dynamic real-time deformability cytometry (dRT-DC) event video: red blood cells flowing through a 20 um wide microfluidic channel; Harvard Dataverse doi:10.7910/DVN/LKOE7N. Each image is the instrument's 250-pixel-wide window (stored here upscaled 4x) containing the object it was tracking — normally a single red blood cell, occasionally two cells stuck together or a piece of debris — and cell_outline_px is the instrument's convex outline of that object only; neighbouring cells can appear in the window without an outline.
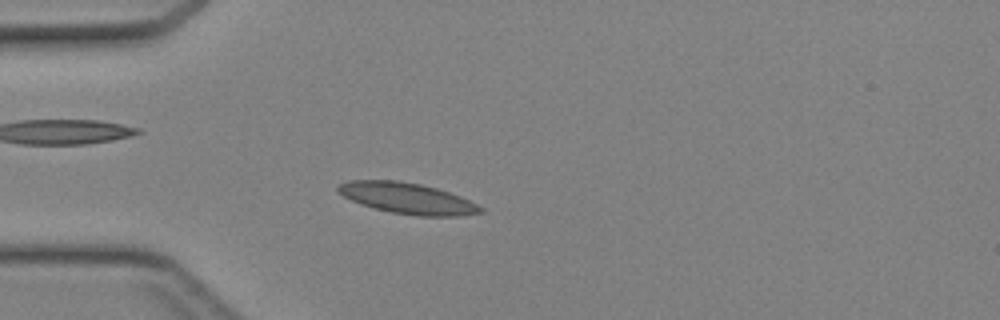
{"species": "Egyptian fruit bat (a non-hibernating species)", "species_latin": "Rousettus aegyptiacus", "temperature_condition": "cold", "stored_images_in_passage": 43, "camera_frame_rate_fps": 3000, "um_per_image_px": 0.085, "animal": {"sex": "female"}, "frame": {"image": 1, "passage_image": 11, "time_ms": 3.333, "image_size_px": [1000, 320], "cell_outline_px": [[484, 212], [460, 216], [420, 216], [392, 212], [376, 208], [352, 200], [336, 192], [336, 188], [340, 184], [348, 180], [396, 180], [420, 184], [436, 188], [460, 196], [484, 208]], "centroid_in_image_um": [34.63, 16.85], "position_along_channel_um": 50.4, "area_um2": 25.43}}
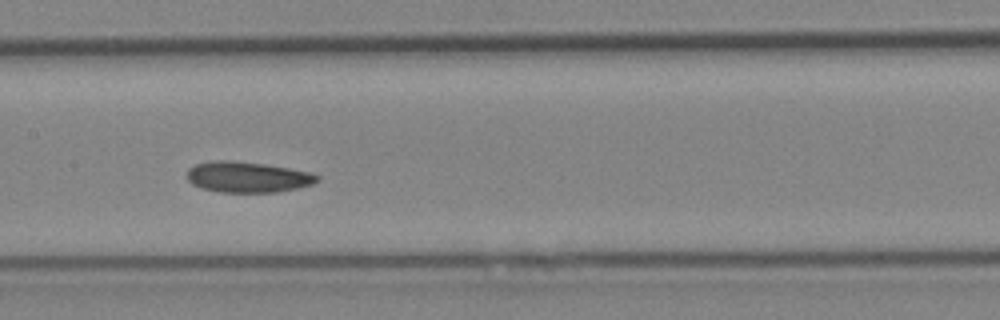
{"frame": {"image": 2, "passage_image": 21, "time_ms": 6.667, "image_size_px": [1000, 320], "cell_outline_px": [[320, 180], [312, 184], [296, 188], [276, 192], [220, 192], [200, 188], [192, 184], [184, 176], [188, 168], [196, 164], [212, 160], [232, 160], [264, 164], [288, 168], [308, 172], [320, 176]], "centroid_in_image_um": [20.98, 15.04], "position_along_channel_um": 186.4, "area_um2": 23.47}}
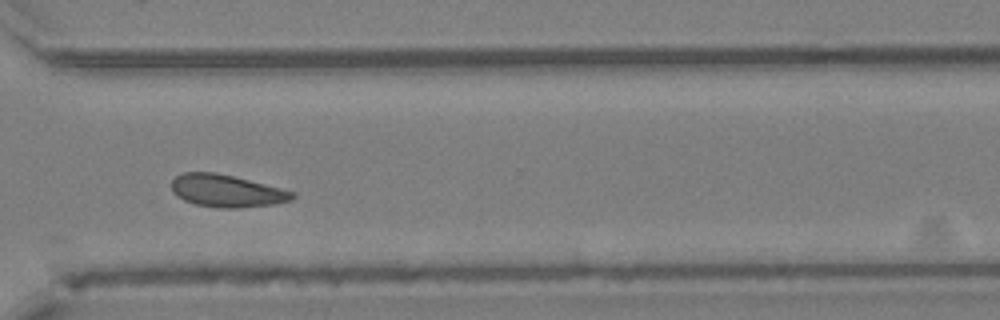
{"frame": {"image": 3, "passage_image": 32, "time_ms": 10.333, "image_size_px": [1000, 320], "cell_outline_px": [[296, 196], [292, 200], [272, 204], [240, 208], [220, 208], [196, 204], [184, 200], [176, 196], [172, 192], [172, 180], [176, 176], [184, 172], [216, 172], [296, 192]], "centroid_in_image_um": [19.25, 16.23], "position_along_channel_um": 351.3, "area_um2": 22.72}}